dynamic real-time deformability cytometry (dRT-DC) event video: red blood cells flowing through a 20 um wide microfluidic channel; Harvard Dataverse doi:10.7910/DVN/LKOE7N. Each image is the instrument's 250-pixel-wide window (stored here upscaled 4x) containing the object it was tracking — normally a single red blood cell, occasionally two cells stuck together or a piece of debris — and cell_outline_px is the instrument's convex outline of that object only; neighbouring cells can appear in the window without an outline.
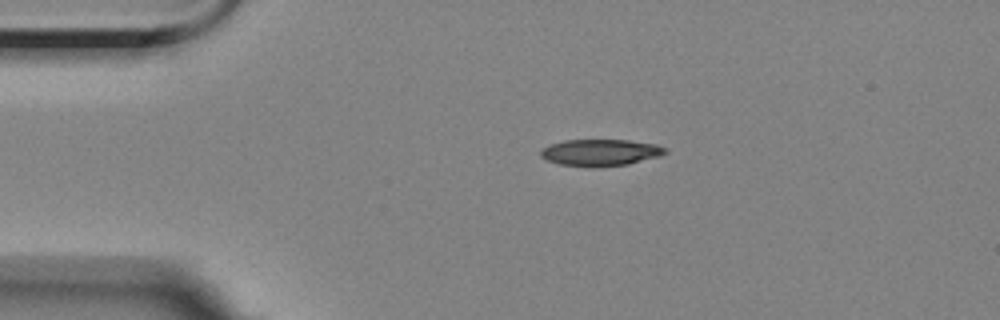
{"species": "Egyptian fruit bat (a non-hibernating species)", "species_latin": "Rousettus aegyptiacus", "temperature_condition": "room temperature", "stored_images_in_passage": 2, "camera_frame_rate_fps": 3000, "um_per_image_px": 0.085, "animal": {"sex": "female"}, "frame": {"image": 1, "passage_image": 1, "time_ms": 0.0, "image_size_px": [1000, 320], "cell_outline_px": [[668, 152], [660, 156], [628, 164], [596, 168], [560, 164], [548, 160], [540, 156], [540, 152], [548, 144], [564, 140], [628, 140], [656, 144], [664, 148]], "centroid_in_image_um": [51.03, 12.97], "position_along_channel_um": 34.0, "area_um2": 19.42}}
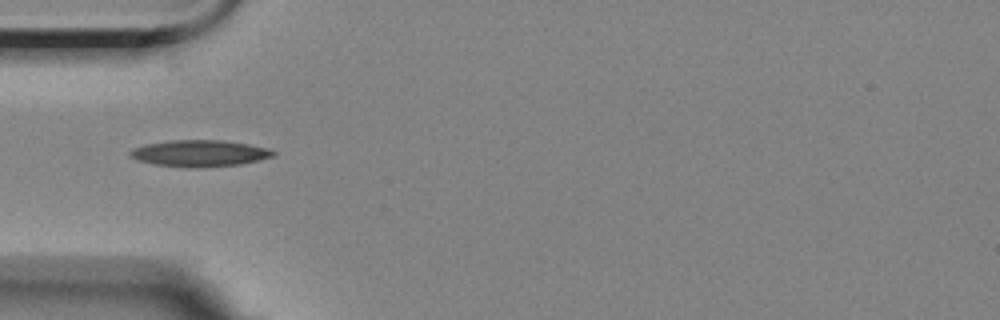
{"frame": {"image": 2, "passage_image": 2, "time_ms": 2.0, "image_size_px": [1000, 320], "cell_outline_px": [[276, 152], [272, 156], [240, 164], [196, 168], [152, 164], [136, 160], [128, 152], [132, 148], [144, 144], [172, 140], [224, 140], [272, 148]], "centroid_in_image_um": [16.95, 13.02], "position_along_channel_um": 68.1, "area_um2": 22.14}}